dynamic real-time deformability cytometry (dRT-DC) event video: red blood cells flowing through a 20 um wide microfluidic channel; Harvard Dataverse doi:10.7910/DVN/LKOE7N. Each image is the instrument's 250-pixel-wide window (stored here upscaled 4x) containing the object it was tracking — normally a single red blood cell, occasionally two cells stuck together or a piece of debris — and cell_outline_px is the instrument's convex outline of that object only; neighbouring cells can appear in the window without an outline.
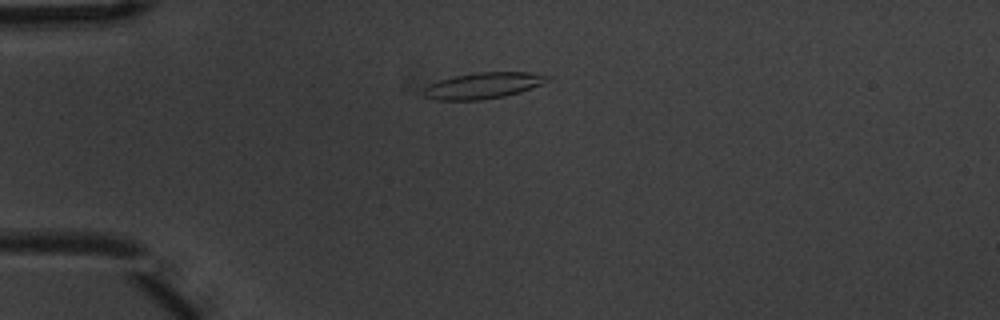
{"species": "common noctule bat (a hibernating species)", "species_latin": "Nyctalus noctula", "temperature_condition": "warm", "stored_images_in_passage": 7, "camera_frame_rate_fps": 3000, "um_per_image_px": 0.085, "animal": {"sex": "male", "body_mass_g": 20.1, "forearm_length_mm": 53.5}, "frame": {"image": 1, "passage_image": 3, "time_ms": 0.667, "image_size_px": [1000, 320], "cell_outline_px": [[548, 80], [544, 84], [520, 92], [504, 96], [484, 100], [436, 100], [424, 96], [420, 92], [428, 84], [440, 80], [456, 76], [476, 72], [532, 72], [548, 76]], "centroid_in_image_um": [41.05, 7.28], "position_along_channel_um": 44.0, "area_um2": 18.96}}
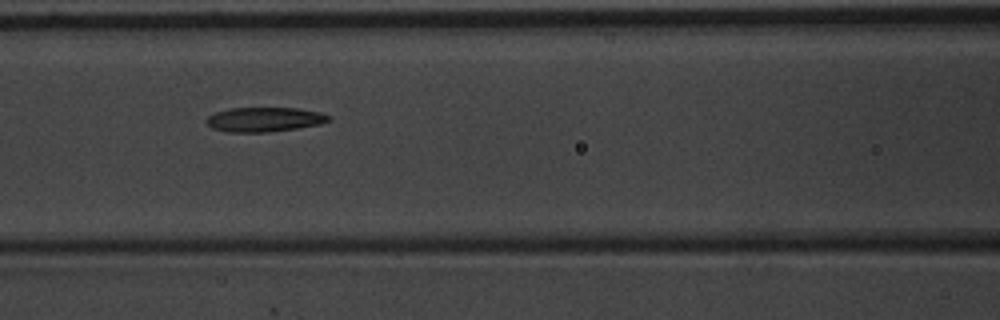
{"frame": {"image": 2, "passage_image": 6, "time_ms": 1.667, "image_size_px": [1000, 320], "cell_outline_px": [[332, 120], [320, 124], [296, 128], [268, 132], [228, 132], [212, 128], [204, 120], [208, 116], [216, 112], [228, 108], [296, 108], [320, 112], [328, 116]], "centroid_in_image_um": [22.45, 10.15], "position_along_channel_um": 144.2, "area_um2": 17.4}}
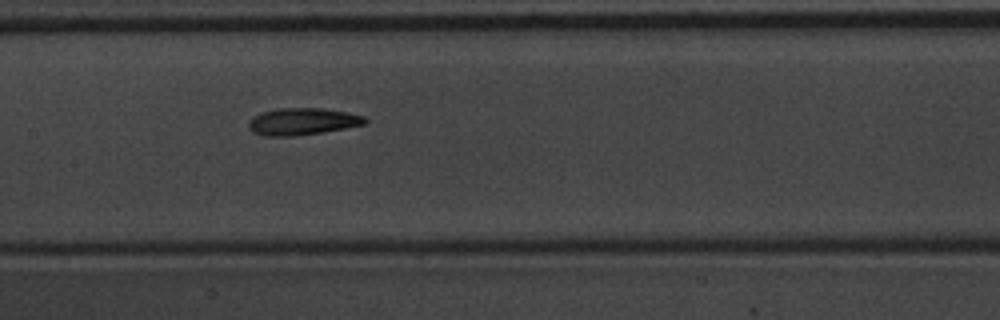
{"frame": {"image": 3, "passage_image": 7, "time_ms": 2.0, "image_size_px": [1000, 320], "cell_outline_px": [[368, 120], [364, 124], [344, 128], [296, 136], [264, 136], [252, 132], [248, 128], [248, 120], [252, 116], [260, 112], [280, 108], [324, 108], [364, 116]], "centroid_in_image_um": [25.63, 10.32], "position_along_channel_um": 181.8, "area_um2": 18.32}}